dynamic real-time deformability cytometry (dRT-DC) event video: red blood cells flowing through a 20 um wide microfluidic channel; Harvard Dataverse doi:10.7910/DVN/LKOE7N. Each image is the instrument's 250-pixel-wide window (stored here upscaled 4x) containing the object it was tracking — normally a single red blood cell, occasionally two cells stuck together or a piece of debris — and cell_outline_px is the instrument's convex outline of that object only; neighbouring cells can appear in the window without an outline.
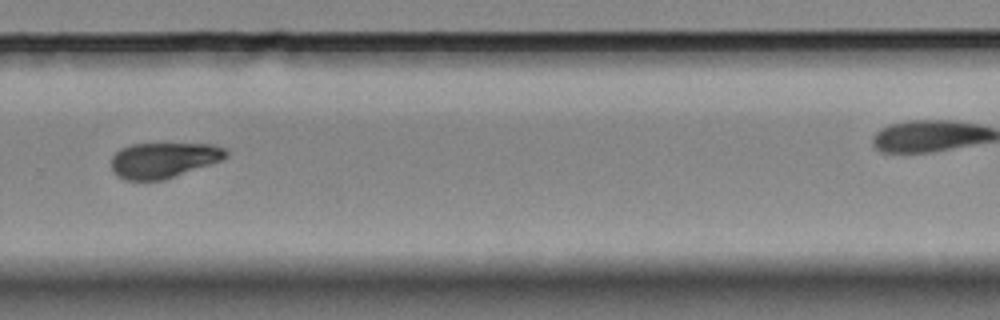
{"species": "Egyptian fruit bat (a non-hibernating species)", "species_latin": "Rousettus aegyptiacus", "temperature_condition": "room temperature", "stored_images_in_passage": 13, "camera_frame_rate_fps": 3000, "um_per_image_px": 0.085, "animal": {"sex": "female"}, "frame": {"image": 1, "passage_image": 8, "time_ms": 9.0, "image_size_px": [1000, 320], "cell_outline_px": [[228, 156], [220, 160], [164, 180], [124, 180], [116, 176], [112, 172], [112, 156], [120, 148], [132, 144], [212, 144], [224, 148], [228, 152]], "centroid_in_image_um": [13.86, 13.61], "position_along_channel_um": 315.9, "area_um2": 23.58}}
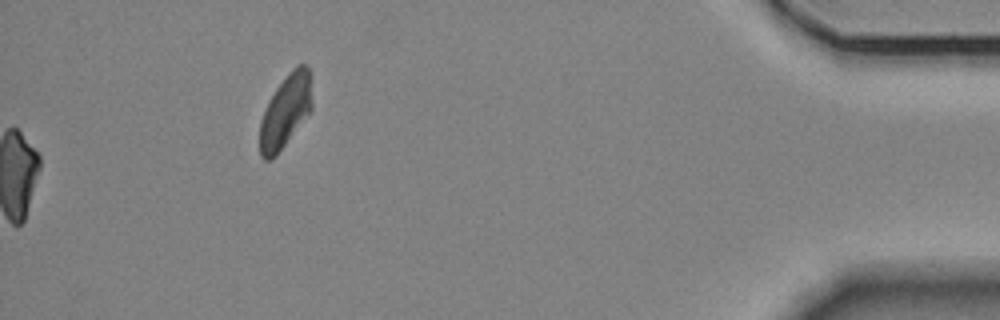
{"frame": {"image": 2, "passage_image": 13, "time_ms": 15.333, "image_size_px": [1000, 320], "cell_outline_px": [[312, 112], [276, 156], [268, 160], [264, 160], [260, 156], [260, 120], [268, 100], [276, 88], [288, 72], [296, 64], [304, 64], [308, 68], [312, 104]], "centroid_in_image_um": [24.26, 9.48], "position_along_channel_um": 410.9, "area_um2": 22.43}, "authors_computed_cell_mechanics": {"area_um2": 22.4264, "velocity_mm_per_s": 3.4547, "shape_relaxation_time_tau1_ms": null, "shape_relaxation_time_tau2_ms": 5.8924, "deformation_change_tau1": null, "deformation_change_tau2": 0.1112}}